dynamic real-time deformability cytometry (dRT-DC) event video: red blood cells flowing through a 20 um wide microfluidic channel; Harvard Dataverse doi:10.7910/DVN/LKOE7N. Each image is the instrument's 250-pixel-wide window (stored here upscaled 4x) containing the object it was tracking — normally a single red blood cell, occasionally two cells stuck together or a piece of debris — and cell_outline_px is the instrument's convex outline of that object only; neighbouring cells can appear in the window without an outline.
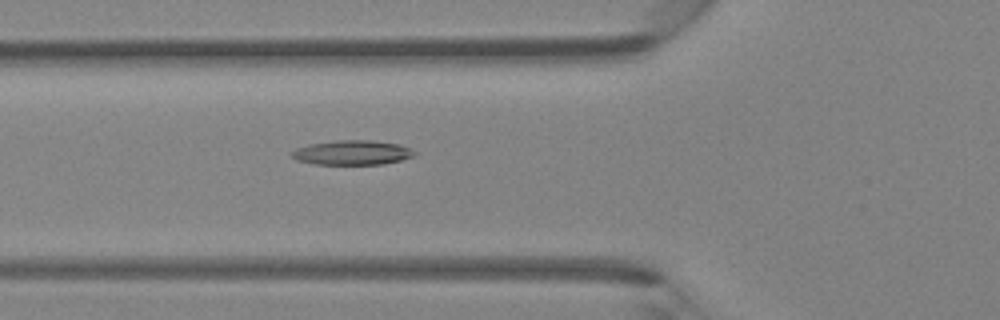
{"species": "Egyptian fruit bat (a non-hibernating species)", "species_latin": "Rousettus aegyptiacus", "temperature_condition": "room temperature", "stored_images_in_passage": 46, "camera_frame_rate_fps": 3000, "um_per_image_px": 0.085, "animal": {"sex": "female"}, "frame": {"image": 1, "passage_image": 17, "time_ms": 5.333, "image_size_px": [1000, 320], "cell_outline_px": [[416, 152], [412, 156], [400, 160], [384, 164], [316, 164], [296, 160], [288, 152], [296, 148], [308, 144], [336, 140], [372, 140], [400, 144]], "centroid_in_image_um": [29.88, 12.96], "position_along_channel_um": 95.9, "area_um2": 17.57}}
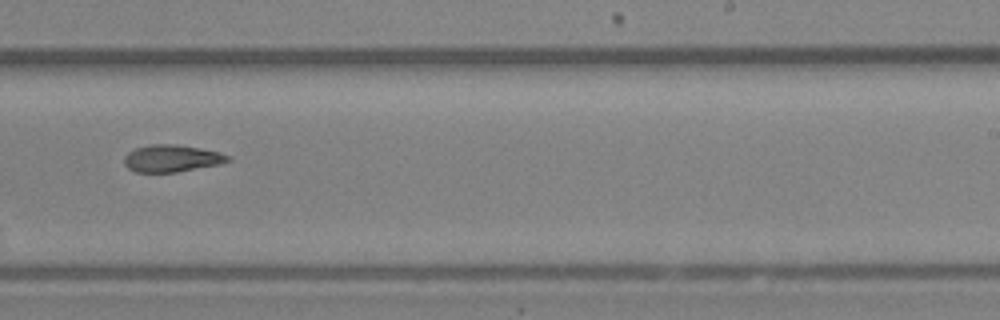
{"frame": {"image": 2, "passage_image": 29, "time_ms": 9.333, "image_size_px": [1000, 320], "cell_outline_px": [[232, 160], [220, 164], [176, 172], [136, 172], [128, 168], [124, 164], [124, 156], [128, 152], [136, 148], [148, 144], [176, 144], [200, 148], [220, 152], [228, 156]], "centroid_in_image_um": [14.58, 13.46], "position_along_channel_um": 274.4, "area_um2": 16.42}}
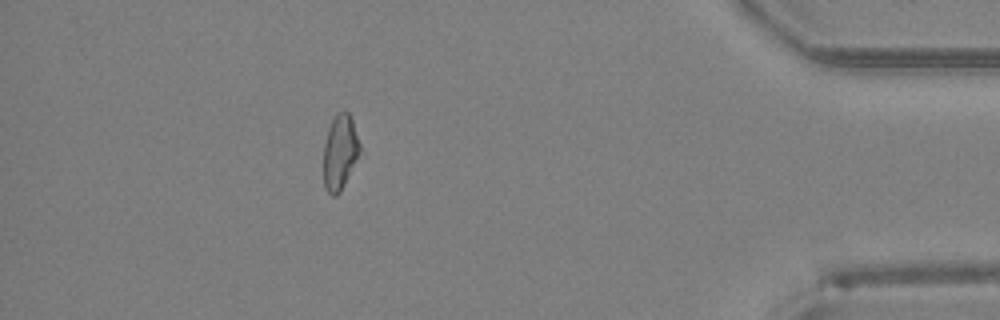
{"frame": {"image": 3, "passage_image": 41, "time_ms": 13.333, "image_size_px": [1000, 320], "cell_outline_px": [[364, 156], [340, 192], [336, 196], [332, 196], [324, 188], [324, 144], [328, 128], [332, 120], [340, 112], [348, 112], [352, 120], [364, 152]], "centroid_in_image_um": [28.98, 13.01], "position_along_channel_um": 406.2, "area_um2": 16.7}}